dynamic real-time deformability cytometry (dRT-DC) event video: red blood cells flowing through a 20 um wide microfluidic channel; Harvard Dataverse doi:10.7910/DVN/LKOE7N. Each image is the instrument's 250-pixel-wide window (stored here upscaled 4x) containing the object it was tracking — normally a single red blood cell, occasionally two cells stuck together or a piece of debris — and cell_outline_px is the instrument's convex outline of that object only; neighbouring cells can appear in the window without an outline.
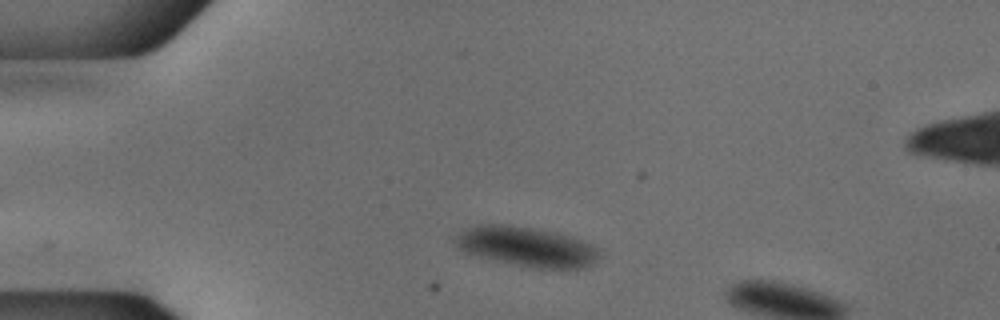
{"species": "common noctule bat (a hibernating species)", "species_latin": "Nyctalus noctula", "temperature_condition": "cold", "stored_images_in_passage": 10, "camera_frame_rate_fps": 3000, "um_per_image_px": 0.085, "animal": {"sex": "male", "body_mass_g": 18.8}, "frame": {"image": 1, "passage_image": 6, "time_ms": 1.667, "image_size_px": [1000, 320], "cell_outline_px": [[604, 252], [592, 264], [584, 268], [532, 268], [492, 260], [476, 256], [464, 252], [456, 248], [456, 236], [464, 228], [476, 224], [500, 224], [532, 228], [556, 232], [592, 244], [600, 248]], "centroid_in_image_um": [44.76, 20.97], "position_along_channel_um": 40.2, "area_um2": 33.7}}